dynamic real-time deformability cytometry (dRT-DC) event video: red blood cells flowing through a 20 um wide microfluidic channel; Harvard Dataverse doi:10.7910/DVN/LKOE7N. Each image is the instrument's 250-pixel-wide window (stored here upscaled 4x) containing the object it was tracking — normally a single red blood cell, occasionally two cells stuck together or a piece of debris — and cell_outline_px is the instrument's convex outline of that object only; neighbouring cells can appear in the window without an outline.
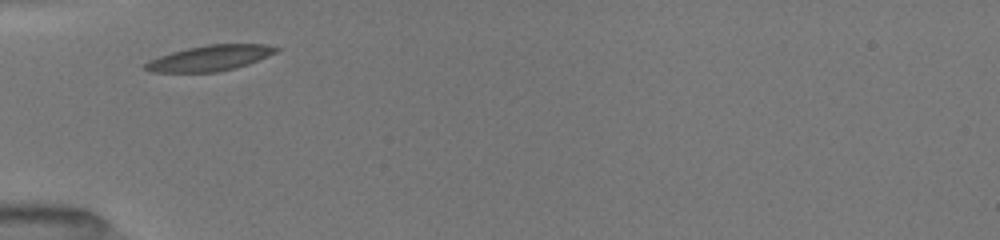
{"species": "common noctule bat (a hibernating species)", "species_latin": "Nyctalus noctula", "temperature_condition": "room temperature", "stored_images_in_passage": 11, "camera_frame_rate_fps": 3000, "um_per_image_px": 0.085, "animal": {"sex": "female", "body_mass_g": 19.5, "forearm_length_mm": 54.1}, "frame": {"image": 1, "passage_image": 1, "time_ms": 0.0, "image_size_px": [1000, 240], "cell_outline_px": [[280, 48], [276, 52], [248, 64], [236, 68], [216, 72], [148, 72], [140, 68], [148, 60], [172, 52], [188, 48], [208, 44], [268, 44]], "centroid_in_image_um": [17.79, 4.94], "position_along_channel_um": 67.2, "area_um2": 19.54}}
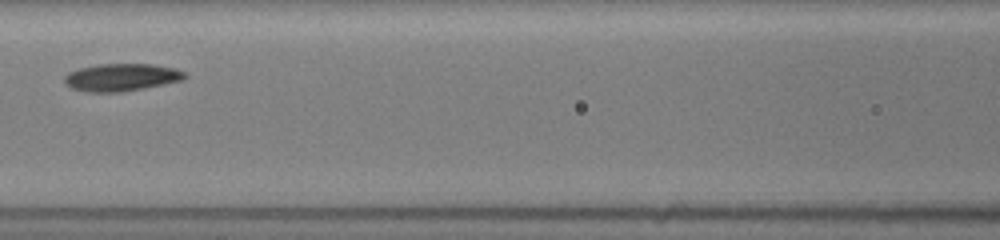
{"frame": {"image": 2, "passage_image": 6, "time_ms": 2.333, "image_size_px": [1000, 240], "cell_outline_px": [[188, 76], [184, 80], [124, 92], [84, 92], [72, 88], [64, 84], [64, 76], [68, 72], [80, 68], [100, 64], [152, 64], [176, 68], [184, 72]], "centroid_in_image_um": [10.32, 6.58], "position_along_channel_um": 156.3, "area_um2": 19.48}}
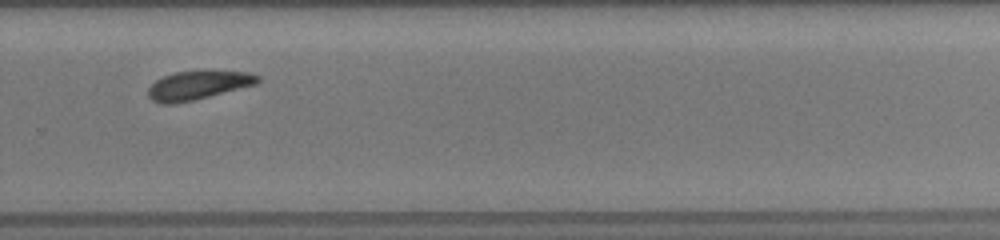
{"frame": {"image": 3, "passage_image": 11, "time_ms": 6.333, "image_size_px": [1000, 240], "cell_outline_px": [[260, 80], [256, 84], [192, 100], [172, 104], [160, 104], [152, 100], [148, 96], [148, 88], [156, 80], [164, 76], [176, 72], [248, 72], [260, 76]], "centroid_in_image_um": [16.79, 7.26], "position_along_channel_um": 313.0, "area_um2": 17.74}}